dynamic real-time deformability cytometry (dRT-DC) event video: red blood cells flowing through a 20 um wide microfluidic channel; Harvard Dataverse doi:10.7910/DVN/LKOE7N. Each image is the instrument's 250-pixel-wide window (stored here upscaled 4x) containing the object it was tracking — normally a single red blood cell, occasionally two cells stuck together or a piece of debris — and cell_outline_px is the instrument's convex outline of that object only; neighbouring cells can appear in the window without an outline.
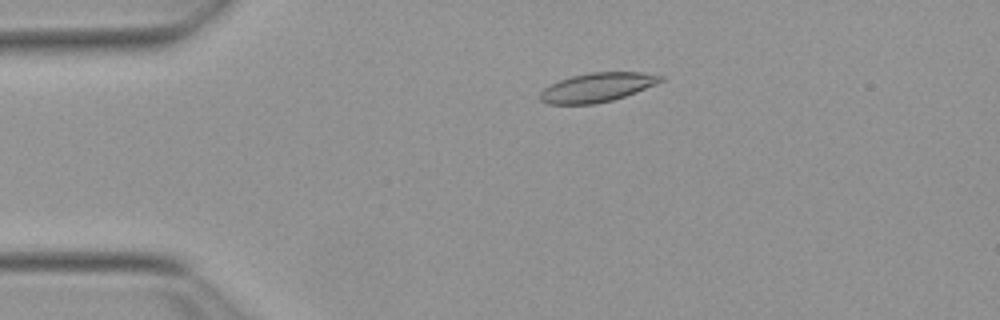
{"species": "Egyptian fruit bat (a non-hibernating species)", "species_latin": "Rousettus aegyptiacus", "temperature_condition": "warm", "stored_images_in_passage": 51, "camera_frame_rate_fps": 3000, "um_per_image_px": 0.085, "animal": {"sex": "female"}, "frame": {"image": 1, "passage_image": 9, "time_ms": 2.667, "image_size_px": [1000, 320], "cell_outline_px": [[664, 80], [656, 84], [636, 92], [612, 100], [596, 104], [548, 104], [540, 100], [540, 92], [544, 88], [560, 80], [572, 76], [588, 72], [644, 72], [664, 76]], "centroid_in_image_um": [50.78, 7.42], "position_along_channel_um": 34.2, "area_um2": 20.4}}
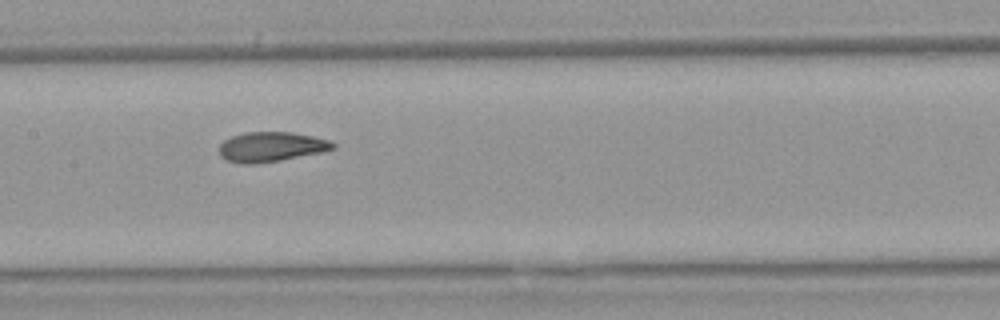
{"frame": {"image": 2, "passage_image": 24, "time_ms": 7.667, "image_size_px": [1000, 320], "cell_outline_px": [[336, 148], [324, 152], [280, 160], [256, 164], [240, 164], [224, 160], [220, 156], [220, 144], [224, 140], [232, 136], [244, 132], [292, 132], [312, 136], [328, 140], [336, 144]], "centroid_in_image_um": [23.04, 12.49], "position_along_channel_um": 184.4, "area_um2": 19.94}}
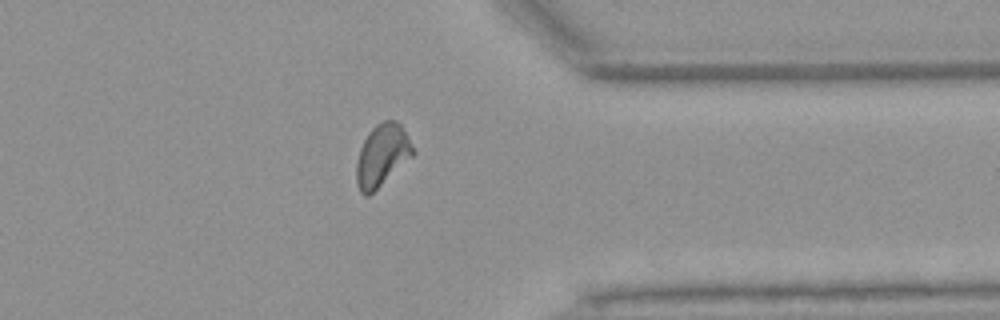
{"frame": {"image": 3, "passage_image": 40, "time_ms": 13.0, "image_size_px": [1000, 320], "cell_outline_px": [[416, 152], [412, 156], [368, 196], [364, 196], [360, 192], [356, 184], [356, 164], [360, 148], [368, 132], [376, 124], [384, 120], [396, 120], [400, 124], [408, 136]], "centroid_in_image_um": [32.46, 13.18], "position_along_channel_um": 378.9, "area_um2": 20.29}, "authors_computed_cell_mechanics": {"area_um2": 20.1144, "velocity_mm_per_s": 3.8194, "shape_relaxation_time_tau1_ms": 4.9443, "shape_relaxation_time_tau2_ms": 1.4989, "deformation_change_tau1": 0.1536, "deformation_change_tau2": 0.0718}}